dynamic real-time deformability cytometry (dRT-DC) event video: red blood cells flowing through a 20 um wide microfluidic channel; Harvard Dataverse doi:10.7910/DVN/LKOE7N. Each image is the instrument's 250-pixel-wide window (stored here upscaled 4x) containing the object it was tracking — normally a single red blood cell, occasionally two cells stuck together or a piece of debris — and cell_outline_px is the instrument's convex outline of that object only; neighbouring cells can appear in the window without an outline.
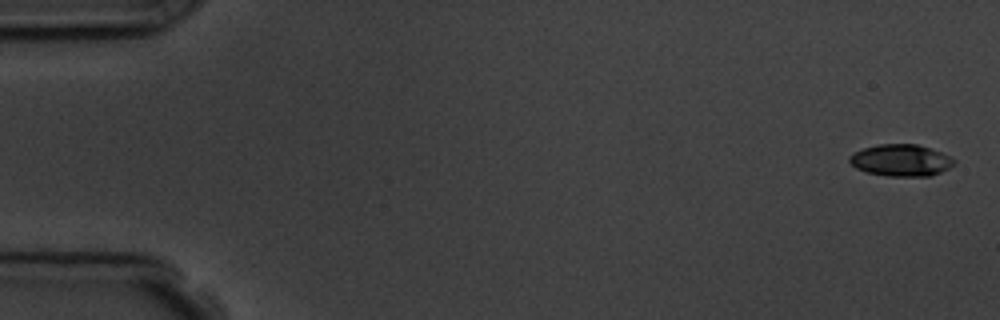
{"species": "common noctule bat (a hibernating species)", "species_latin": "Nyctalus noctula", "temperature_condition": "room temperature", "stored_images_in_passage": 7, "camera_frame_rate_fps": 3000, "um_per_image_px": 0.085, "animal": {"sex": "male", "body_mass_g": 19.5, "forearm_length_mm": 54.6}, "frame": {"image": 1, "passage_image": 1, "time_ms": 0.0, "image_size_px": [1000, 320], "cell_outline_px": [[956, 160], [948, 168], [932, 176], [888, 176], [868, 172], [856, 168], [848, 160], [848, 156], [852, 152], [864, 148], [880, 144], [916, 144], [940, 152]], "centroid_in_image_um": [76.54, 13.62], "position_along_channel_um": 8.5, "area_um2": 19.19}}
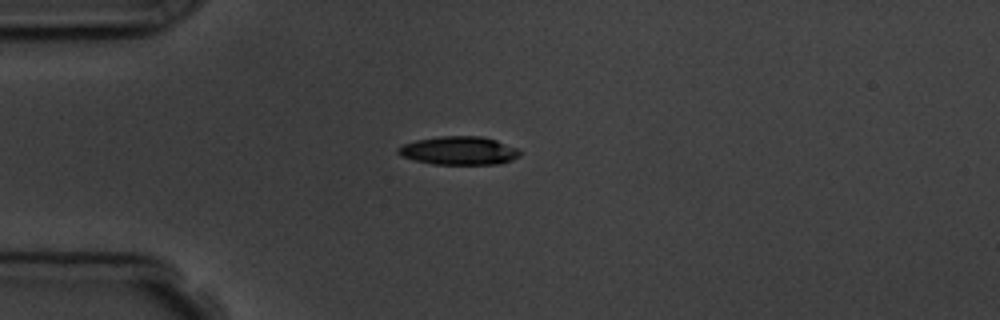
{"frame": {"image": 2, "passage_image": 5, "time_ms": 4.333, "image_size_px": [1000, 320], "cell_outline_px": [[520, 156], [512, 160], [500, 164], [432, 164], [400, 156], [396, 152], [396, 148], [404, 144], [416, 140], [440, 136], [480, 136], [496, 140], [516, 148], [520, 152]], "centroid_in_image_um": [38.99, 12.81], "position_along_channel_um": 46.0, "area_um2": 20.11}}
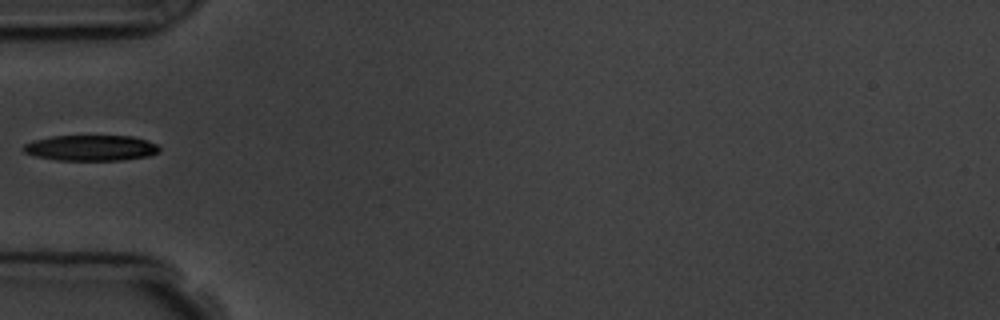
{"frame": {"image": 3, "passage_image": 6, "time_ms": 5.667, "image_size_px": [1000, 320], "cell_outline_px": [[160, 152], [148, 156], [124, 160], [56, 160], [36, 156], [24, 152], [20, 148], [24, 144], [32, 140], [52, 136], [132, 136], [156, 144], [160, 148]], "centroid_in_image_um": [7.69, 12.57], "position_along_channel_um": 77.3, "area_um2": 20.4}}